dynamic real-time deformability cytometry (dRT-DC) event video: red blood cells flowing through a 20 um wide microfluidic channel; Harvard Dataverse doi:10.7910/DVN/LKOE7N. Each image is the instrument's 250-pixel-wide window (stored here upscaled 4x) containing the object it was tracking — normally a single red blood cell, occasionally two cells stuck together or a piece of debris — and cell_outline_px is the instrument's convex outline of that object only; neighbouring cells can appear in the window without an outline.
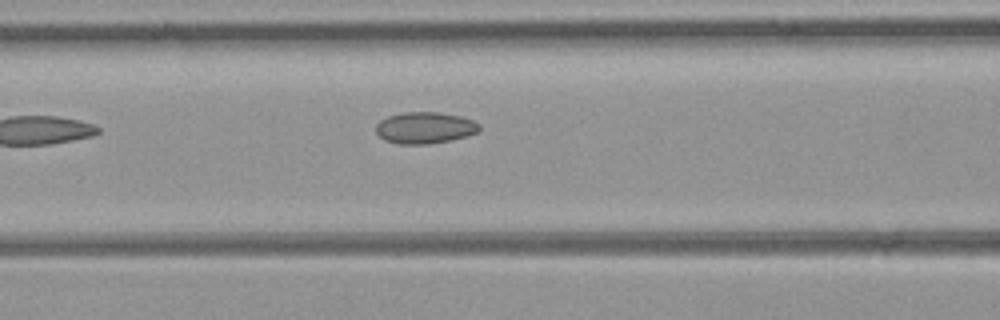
{"species": "common noctule bat (a hibernating species)", "species_latin": "Nyctalus noctula", "temperature_condition": "room temperature", "stored_images_in_passage": 6, "segment_of_instrument_passage": [1, 2], "camera_frame_rate_fps": 3000, "um_per_image_px": 0.085, "animal": {"sex": "female", "body_mass_g": 21.9}, "frame": {"image": 1, "passage_image": 5, "time_ms": 1.333, "image_size_px": [1000, 320], "cell_outline_px": [[480, 128], [476, 132], [464, 136], [448, 140], [428, 144], [400, 144], [384, 140], [376, 132], [376, 124], [380, 120], [388, 116], [400, 112], [440, 112], [460, 116], [472, 120], [480, 124]], "centroid_in_image_um": [36.07, 10.85], "position_along_channel_um": 130.5, "area_um2": 18.9}}